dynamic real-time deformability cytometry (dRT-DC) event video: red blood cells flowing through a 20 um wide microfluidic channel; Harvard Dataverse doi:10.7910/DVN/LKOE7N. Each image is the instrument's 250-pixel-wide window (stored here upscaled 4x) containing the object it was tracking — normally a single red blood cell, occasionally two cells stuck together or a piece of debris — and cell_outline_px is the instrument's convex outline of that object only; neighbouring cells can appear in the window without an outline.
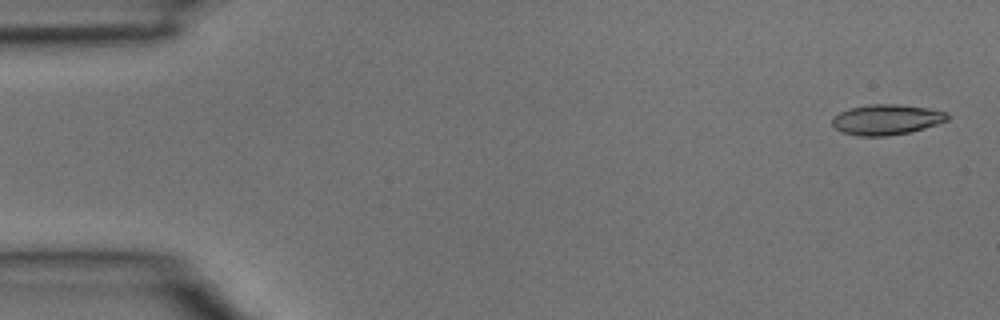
{"species": "common noctule bat (a hibernating species)", "species_latin": "Nyctalus noctula", "temperature_condition": "room temperature", "stored_images_in_passage": 4, "camera_frame_rate_fps": 3000, "um_per_image_px": 0.085, "animal": {"sex": "male", "body_mass_g": 15.6}, "frame": {"image": 1, "passage_image": 1, "time_ms": 0.0, "image_size_px": [1000, 320], "cell_outline_px": [[948, 120], [924, 128], [908, 132], [884, 136], [860, 136], [840, 132], [832, 124], [832, 116], [840, 112], [852, 108], [872, 104], [900, 104], [928, 108], [948, 112]], "centroid_in_image_um": [75.34, 10.16], "position_along_channel_um": 9.7, "area_um2": 20.29}}
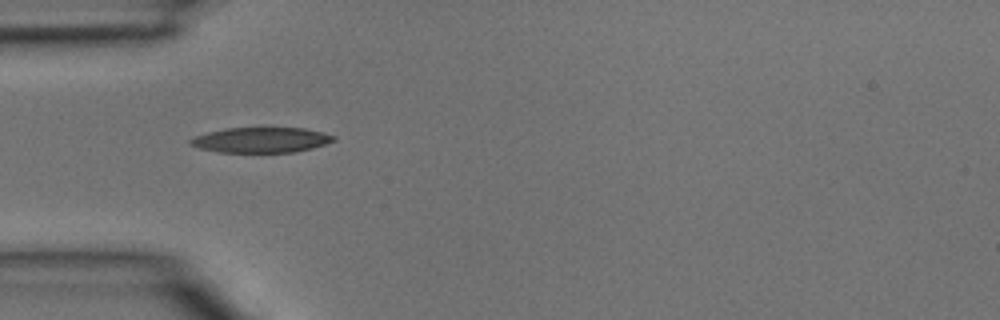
{"frame": {"image": 2, "passage_image": 4, "time_ms": 1.0, "image_size_px": [1000, 320], "cell_outline_px": [[336, 140], [312, 148], [296, 152], [216, 152], [200, 148], [188, 144], [188, 140], [196, 136], [208, 132], [224, 128], [304, 128], [324, 132], [336, 136]], "centroid_in_image_um": [22.2, 11.89], "position_along_channel_um": 62.8, "area_um2": 21.15}}